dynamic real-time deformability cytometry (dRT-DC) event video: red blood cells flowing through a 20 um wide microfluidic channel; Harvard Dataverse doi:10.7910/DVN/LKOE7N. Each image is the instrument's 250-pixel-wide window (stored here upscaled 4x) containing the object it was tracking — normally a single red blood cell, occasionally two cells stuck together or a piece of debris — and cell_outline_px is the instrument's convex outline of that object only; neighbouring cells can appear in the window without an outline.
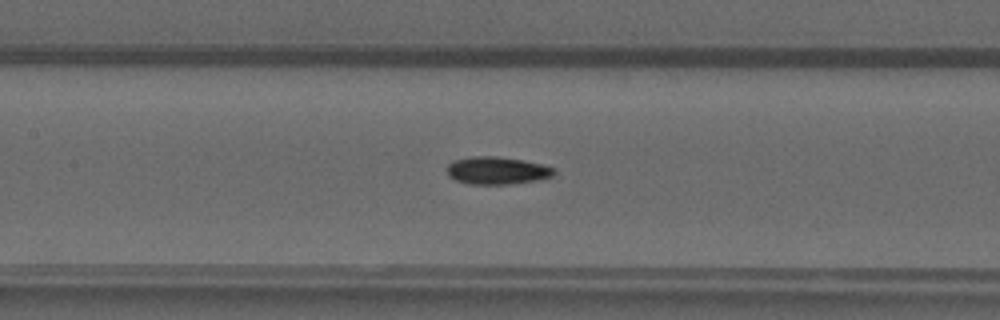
{"species": "common noctule bat (a hibernating species)", "species_latin": "Nyctalus noctula", "temperature_condition": "warm", "stored_images_in_passage": 45, "camera_frame_rate_fps": 3000, "um_per_image_px": 0.085, "animal": {"sex": "male", "forearm_length_mm": 52.5}, "frame": {"image": 1, "passage_image": 23, "time_ms": 7.333, "image_size_px": [1000, 320], "cell_outline_px": [[556, 172], [552, 176], [540, 180], [508, 184], [468, 184], [456, 180], [448, 176], [448, 164], [452, 160], [472, 156], [496, 156], [524, 160], [544, 164], [556, 168]], "centroid_in_image_um": [42.28, 14.49], "position_along_channel_um": 165.1, "area_um2": 17.46}}
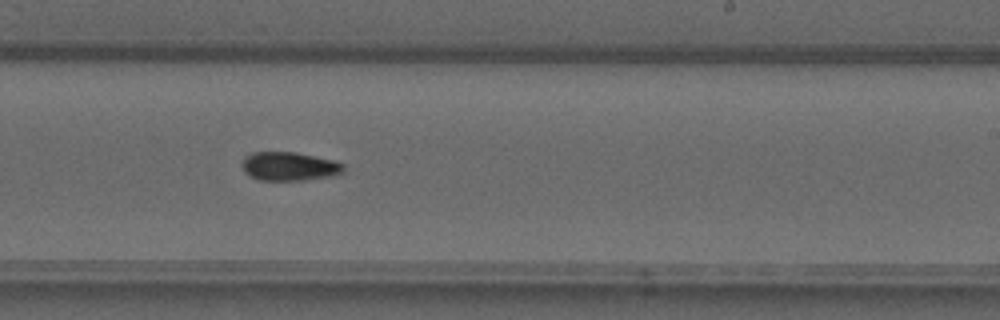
{"frame": {"image": 2, "passage_image": 30, "time_ms": 9.667, "image_size_px": [1000, 320], "cell_outline_px": [[344, 172], [332, 176], [304, 180], [260, 180], [248, 176], [244, 172], [240, 164], [244, 156], [252, 152], [292, 152], [332, 160], [344, 164]], "centroid_in_image_um": [24.53, 14.14], "position_along_channel_um": 264.5, "area_um2": 17.05}}
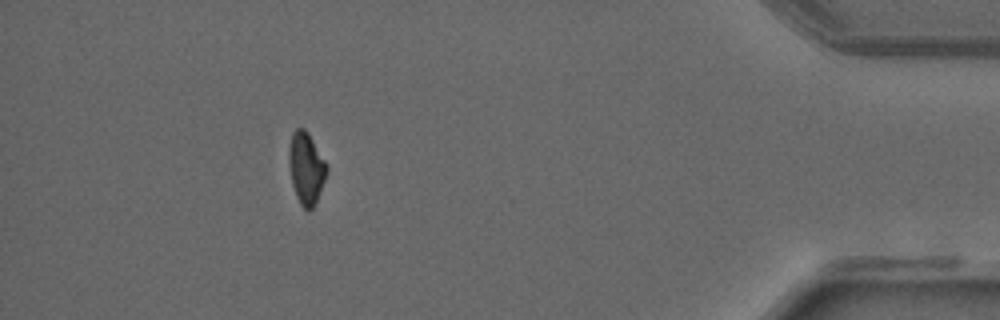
{"frame": {"image": 3, "passage_image": 44, "time_ms": 14.333, "image_size_px": [1000, 320], "cell_outline_px": [[328, 172], [316, 200], [312, 208], [308, 212], [300, 204], [296, 196], [292, 184], [288, 160], [288, 148], [292, 132], [296, 128], [304, 128], [308, 132], [328, 164]], "centroid_in_image_um": [26.02, 14.26], "position_along_channel_um": 409.2, "area_um2": 16.01}}